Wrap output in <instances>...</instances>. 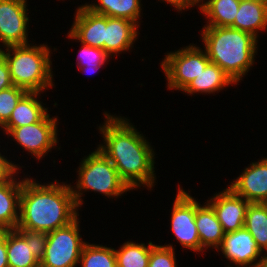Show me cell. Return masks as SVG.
<instances>
[{"label": "cell", "mask_w": 267, "mask_h": 267, "mask_svg": "<svg viewBox=\"0 0 267 267\" xmlns=\"http://www.w3.org/2000/svg\"><path fill=\"white\" fill-rule=\"evenodd\" d=\"M103 114L104 122L97 126L103 140L97 148L113 163L132 190L143 186L151 192L157 183L153 145L130 119L109 111Z\"/></svg>", "instance_id": "cell-1"}, {"label": "cell", "mask_w": 267, "mask_h": 267, "mask_svg": "<svg viewBox=\"0 0 267 267\" xmlns=\"http://www.w3.org/2000/svg\"><path fill=\"white\" fill-rule=\"evenodd\" d=\"M23 174L16 229L51 232L70 224L80 215L70 184L56 179L42 183Z\"/></svg>", "instance_id": "cell-2"}, {"label": "cell", "mask_w": 267, "mask_h": 267, "mask_svg": "<svg viewBox=\"0 0 267 267\" xmlns=\"http://www.w3.org/2000/svg\"><path fill=\"white\" fill-rule=\"evenodd\" d=\"M200 39L210 62L222 68L236 85L256 63L259 41L248 32L231 27L203 26Z\"/></svg>", "instance_id": "cell-3"}, {"label": "cell", "mask_w": 267, "mask_h": 267, "mask_svg": "<svg viewBox=\"0 0 267 267\" xmlns=\"http://www.w3.org/2000/svg\"><path fill=\"white\" fill-rule=\"evenodd\" d=\"M10 71L14 86L28 92H48L55 85L51 48L46 43L40 45L10 46L0 50Z\"/></svg>", "instance_id": "cell-4"}, {"label": "cell", "mask_w": 267, "mask_h": 267, "mask_svg": "<svg viewBox=\"0 0 267 267\" xmlns=\"http://www.w3.org/2000/svg\"><path fill=\"white\" fill-rule=\"evenodd\" d=\"M77 169L76 185L70 187L78 208L81 209L84 200V193L93 191L107 198H121L127 192L133 191L120 177L116 167L96 147L79 162ZM121 196V197H120ZM83 197V198H82Z\"/></svg>", "instance_id": "cell-5"}, {"label": "cell", "mask_w": 267, "mask_h": 267, "mask_svg": "<svg viewBox=\"0 0 267 267\" xmlns=\"http://www.w3.org/2000/svg\"><path fill=\"white\" fill-rule=\"evenodd\" d=\"M164 55L160 67L169 91L182 92L210 63L206 51L194 43Z\"/></svg>", "instance_id": "cell-6"}, {"label": "cell", "mask_w": 267, "mask_h": 267, "mask_svg": "<svg viewBox=\"0 0 267 267\" xmlns=\"http://www.w3.org/2000/svg\"><path fill=\"white\" fill-rule=\"evenodd\" d=\"M80 217L70 224L48 232L44 256L40 267H77L84 245L80 234Z\"/></svg>", "instance_id": "cell-7"}, {"label": "cell", "mask_w": 267, "mask_h": 267, "mask_svg": "<svg viewBox=\"0 0 267 267\" xmlns=\"http://www.w3.org/2000/svg\"><path fill=\"white\" fill-rule=\"evenodd\" d=\"M190 194L179 184L170 214V230L183 248L199 255L205 251L195 223L196 208L200 202Z\"/></svg>", "instance_id": "cell-8"}, {"label": "cell", "mask_w": 267, "mask_h": 267, "mask_svg": "<svg viewBox=\"0 0 267 267\" xmlns=\"http://www.w3.org/2000/svg\"><path fill=\"white\" fill-rule=\"evenodd\" d=\"M58 118V116L51 117L49 113L39 122L13 128L7 134V138L11 136L16 145H20L33 156L32 158L40 161L59 145Z\"/></svg>", "instance_id": "cell-9"}, {"label": "cell", "mask_w": 267, "mask_h": 267, "mask_svg": "<svg viewBox=\"0 0 267 267\" xmlns=\"http://www.w3.org/2000/svg\"><path fill=\"white\" fill-rule=\"evenodd\" d=\"M28 6L27 0H0V50L29 44Z\"/></svg>", "instance_id": "cell-10"}, {"label": "cell", "mask_w": 267, "mask_h": 267, "mask_svg": "<svg viewBox=\"0 0 267 267\" xmlns=\"http://www.w3.org/2000/svg\"><path fill=\"white\" fill-rule=\"evenodd\" d=\"M216 251H221L224 258L235 267H260L262 262L263 252L245 227L225 233L222 244ZM231 264L227 266L233 267Z\"/></svg>", "instance_id": "cell-11"}, {"label": "cell", "mask_w": 267, "mask_h": 267, "mask_svg": "<svg viewBox=\"0 0 267 267\" xmlns=\"http://www.w3.org/2000/svg\"><path fill=\"white\" fill-rule=\"evenodd\" d=\"M228 187L249 203H266L267 157L251 162Z\"/></svg>", "instance_id": "cell-12"}, {"label": "cell", "mask_w": 267, "mask_h": 267, "mask_svg": "<svg viewBox=\"0 0 267 267\" xmlns=\"http://www.w3.org/2000/svg\"><path fill=\"white\" fill-rule=\"evenodd\" d=\"M207 202L212 206L224 233L233 232L244 227L246 210L249 202L235 194L228 186Z\"/></svg>", "instance_id": "cell-13"}, {"label": "cell", "mask_w": 267, "mask_h": 267, "mask_svg": "<svg viewBox=\"0 0 267 267\" xmlns=\"http://www.w3.org/2000/svg\"><path fill=\"white\" fill-rule=\"evenodd\" d=\"M75 11L73 24L66 37L104 50L106 16L94 13L86 6H78Z\"/></svg>", "instance_id": "cell-14"}, {"label": "cell", "mask_w": 267, "mask_h": 267, "mask_svg": "<svg viewBox=\"0 0 267 267\" xmlns=\"http://www.w3.org/2000/svg\"><path fill=\"white\" fill-rule=\"evenodd\" d=\"M138 28L131 20L106 16L104 51L111 58L129 53L140 35Z\"/></svg>", "instance_id": "cell-15"}, {"label": "cell", "mask_w": 267, "mask_h": 267, "mask_svg": "<svg viewBox=\"0 0 267 267\" xmlns=\"http://www.w3.org/2000/svg\"><path fill=\"white\" fill-rule=\"evenodd\" d=\"M41 92H27L18 102L9 121L1 128L2 133L7 134L17 127L30 125L41 121L48 114L41 98ZM41 100V101H40Z\"/></svg>", "instance_id": "cell-16"}, {"label": "cell", "mask_w": 267, "mask_h": 267, "mask_svg": "<svg viewBox=\"0 0 267 267\" xmlns=\"http://www.w3.org/2000/svg\"><path fill=\"white\" fill-rule=\"evenodd\" d=\"M18 175L17 173L8 182L0 183V230H14L17 228L24 178L21 179Z\"/></svg>", "instance_id": "cell-17"}, {"label": "cell", "mask_w": 267, "mask_h": 267, "mask_svg": "<svg viewBox=\"0 0 267 267\" xmlns=\"http://www.w3.org/2000/svg\"><path fill=\"white\" fill-rule=\"evenodd\" d=\"M196 208L195 223L201 247L205 250H217L223 241L224 232L212 206L206 201Z\"/></svg>", "instance_id": "cell-18"}, {"label": "cell", "mask_w": 267, "mask_h": 267, "mask_svg": "<svg viewBox=\"0 0 267 267\" xmlns=\"http://www.w3.org/2000/svg\"><path fill=\"white\" fill-rule=\"evenodd\" d=\"M231 28L248 32L259 40V33L267 31V4L254 0H240Z\"/></svg>", "instance_id": "cell-19"}, {"label": "cell", "mask_w": 267, "mask_h": 267, "mask_svg": "<svg viewBox=\"0 0 267 267\" xmlns=\"http://www.w3.org/2000/svg\"><path fill=\"white\" fill-rule=\"evenodd\" d=\"M235 86L236 84L231 78L220 68L218 65L209 63L206 68L193 79L188 86L182 91L183 94L188 96L194 94H202L215 96L228 86Z\"/></svg>", "instance_id": "cell-20"}, {"label": "cell", "mask_w": 267, "mask_h": 267, "mask_svg": "<svg viewBox=\"0 0 267 267\" xmlns=\"http://www.w3.org/2000/svg\"><path fill=\"white\" fill-rule=\"evenodd\" d=\"M142 0H95L80 6H86L92 12L112 18H125L139 27L142 20ZM94 2V3H93ZM98 2V3H97Z\"/></svg>", "instance_id": "cell-21"}, {"label": "cell", "mask_w": 267, "mask_h": 267, "mask_svg": "<svg viewBox=\"0 0 267 267\" xmlns=\"http://www.w3.org/2000/svg\"><path fill=\"white\" fill-rule=\"evenodd\" d=\"M239 5L240 0H201L200 14L208 19L204 26L231 27Z\"/></svg>", "instance_id": "cell-22"}, {"label": "cell", "mask_w": 267, "mask_h": 267, "mask_svg": "<svg viewBox=\"0 0 267 267\" xmlns=\"http://www.w3.org/2000/svg\"><path fill=\"white\" fill-rule=\"evenodd\" d=\"M6 247L9 267H40L32 248L15 229L6 230Z\"/></svg>", "instance_id": "cell-23"}, {"label": "cell", "mask_w": 267, "mask_h": 267, "mask_svg": "<svg viewBox=\"0 0 267 267\" xmlns=\"http://www.w3.org/2000/svg\"><path fill=\"white\" fill-rule=\"evenodd\" d=\"M134 240L124 242L115 249L117 267H148L151 249L156 245L149 241L136 243Z\"/></svg>", "instance_id": "cell-24"}, {"label": "cell", "mask_w": 267, "mask_h": 267, "mask_svg": "<svg viewBox=\"0 0 267 267\" xmlns=\"http://www.w3.org/2000/svg\"><path fill=\"white\" fill-rule=\"evenodd\" d=\"M244 227L250 232L262 252H267V205L249 203Z\"/></svg>", "instance_id": "cell-25"}, {"label": "cell", "mask_w": 267, "mask_h": 267, "mask_svg": "<svg viewBox=\"0 0 267 267\" xmlns=\"http://www.w3.org/2000/svg\"><path fill=\"white\" fill-rule=\"evenodd\" d=\"M81 265V266H80ZM80 267H117L115 249L107 245L87 242L82 250Z\"/></svg>", "instance_id": "cell-26"}, {"label": "cell", "mask_w": 267, "mask_h": 267, "mask_svg": "<svg viewBox=\"0 0 267 267\" xmlns=\"http://www.w3.org/2000/svg\"><path fill=\"white\" fill-rule=\"evenodd\" d=\"M77 64L78 70L84 74H93L108 63L111 57L103 50L80 43ZM91 74V75H92Z\"/></svg>", "instance_id": "cell-27"}, {"label": "cell", "mask_w": 267, "mask_h": 267, "mask_svg": "<svg viewBox=\"0 0 267 267\" xmlns=\"http://www.w3.org/2000/svg\"><path fill=\"white\" fill-rule=\"evenodd\" d=\"M27 92L25 89L14 85L0 91V128L9 121L19 100Z\"/></svg>", "instance_id": "cell-28"}, {"label": "cell", "mask_w": 267, "mask_h": 267, "mask_svg": "<svg viewBox=\"0 0 267 267\" xmlns=\"http://www.w3.org/2000/svg\"><path fill=\"white\" fill-rule=\"evenodd\" d=\"M175 254L176 251L172 243L156 244L151 249L148 267H178Z\"/></svg>", "instance_id": "cell-29"}, {"label": "cell", "mask_w": 267, "mask_h": 267, "mask_svg": "<svg viewBox=\"0 0 267 267\" xmlns=\"http://www.w3.org/2000/svg\"><path fill=\"white\" fill-rule=\"evenodd\" d=\"M32 248L33 255L40 261L44 256L45 247L48 239V232L30 231L15 229Z\"/></svg>", "instance_id": "cell-30"}, {"label": "cell", "mask_w": 267, "mask_h": 267, "mask_svg": "<svg viewBox=\"0 0 267 267\" xmlns=\"http://www.w3.org/2000/svg\"><path fill=\"white\" fill-rule=\"evenodd\" d=\"M15 163L16 162L13 163V161H10L7 156H4L0 152V183L10 181L17 173L21 171L22 167H25Z\"/></svg>", "instance_id": "cell-31"}, {"label": "cell", "mask_w": 267, "mask_h": 267, "mask_svg": "<svg viewBox=\"0 0 267 267\" xmlns=\"http://www.w3.org/2000/svg\"><path fill=\"white\" fill-rule=\"evenodd\" d=\"M170 4L178 13L183 11H189L191 8H195L197 6L200 9L201 0H158V2ZM188 9V10H187ZM183 10V11H182Z\"/></svg>", "instance_id": "cell-32"}, {"label": "cell", "mask_w": 267, "mask_h": 267, "mask_svg": "<svg viewBox=\"0 0 267 267\" xmlns=\"http://www.w3.org/2000/svg\"><path fill=\"white\" fill-rule=\"evenodd\" d=\"M13 86L10 71L4 56L0 53V91Z\"/></svg>", "instance_id": "cell-33"}, {"label": "cell", "mask_w": 267, "mask_h": 267, "mask_svg": "<svg viewBox=\"0 0 267 267\" xmlns=\"http://www.w3.org/2000/svg\"><path fill=\"white\" fill-rule=\"evenodd\" d=\"M0 267H9L6 247V230H0Z\"/></svg>", "instance_id": "cell-34"}, {"label": "cell", "mask_w": 267, "mask_h": 267, "mask_svg": "<svg viewBox=\"0 0 267 267\" xmlns=\"http://www.w3.org/2000/svg\"><path fill=\"white\" fill-rule=\"evenodd\" d=\"M260 267H267V252H263Z\"/></svg>", "instance_id": "cell-35"}, {"label": "cell", "mask_w": 267, "mask_h": 267, "mask_svg": "<svg viewBox=\"0 0 267 267\" xmlns=\"http://www.w3.org/2000/svg\"><path fill=\"white\" fill-rule=\"evenodd\" d=\"M254 1H259L267 4V0H254Z\"/></svg>", "instance_id": "cell-36"}]
</instances>
